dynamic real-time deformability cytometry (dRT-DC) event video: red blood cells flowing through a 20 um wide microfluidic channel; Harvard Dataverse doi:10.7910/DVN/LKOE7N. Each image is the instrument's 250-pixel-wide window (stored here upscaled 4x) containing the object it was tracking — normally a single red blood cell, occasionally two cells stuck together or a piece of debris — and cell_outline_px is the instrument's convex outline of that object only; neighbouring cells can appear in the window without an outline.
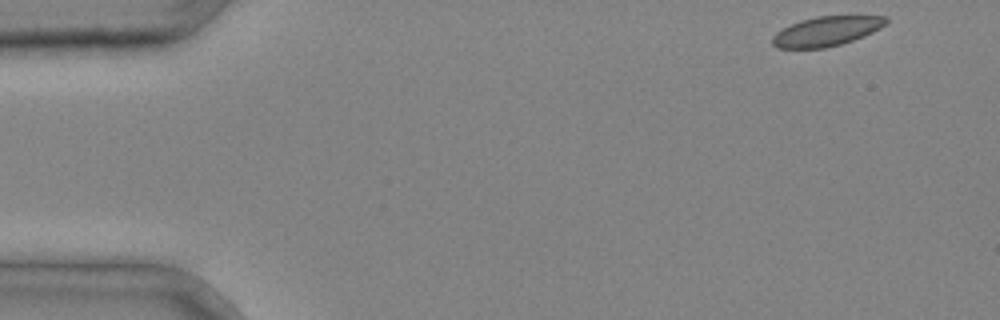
{"species": "common noctule bat (a hibernating species)", "species_latin": "Nyctalus noctula", "temperature_condition": "cold", "stored_images_in_passage": 2, "camera_frame_rate_fps": 3000, "um_per_image_px": 0.085, "animal": {"sex": "male", "body_mass_g": 20.4}, "frame": {"image": 1, "passage_image": 1, "time_ms": 0.0, "image_size_px": [1000, 320], "cell_outline_px": [[888, 20], [880, 28], [864, 36], [840, 44], [824, 48], [776, 48], [772, 44], [772, 36], [776, 32], [800, 20], [816, 16], [888, 16]], "centroid_in_image_um": [70.23, 2.65], "position_along_channel_um": 14.8, "area_um2": 19.42}}